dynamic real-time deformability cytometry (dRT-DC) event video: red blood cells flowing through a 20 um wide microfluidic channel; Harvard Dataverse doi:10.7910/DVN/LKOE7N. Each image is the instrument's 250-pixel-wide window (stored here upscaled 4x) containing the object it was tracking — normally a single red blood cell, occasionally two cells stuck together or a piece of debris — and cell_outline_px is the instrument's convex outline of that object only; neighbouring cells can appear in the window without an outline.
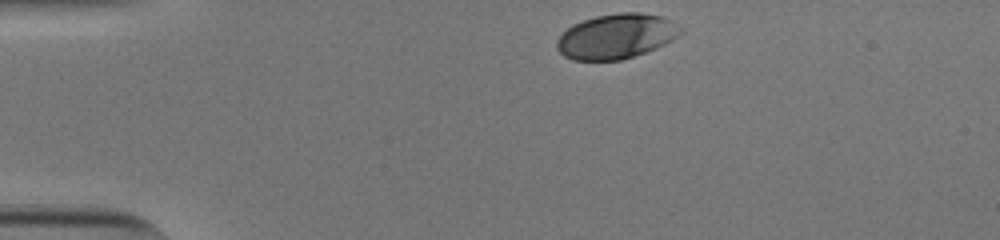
{"species": "human", "species_latin": "Homo sapiens", "temperature_condition": "cold", "stored_images_in_passage": 34, "camera_frame_rate_fps": 3000, "um_per_image_px": 0.085, "donor": {"sex": "male"}, "frame": {"image": 1, "passage_image": 1, "time_ms": 0.0, "image_size_px": [1000, 240], "cell_outline_px": [[684, 32], [672, 40], [656, 48], [620, 60], [572, 60], [564, 56], [556, 48], [556, 40], [572, 24], [596, 16], [620, 12], [640, 12], [664, 16], [672, 20], [684, 28]], "centroid_in_image_um": [52.42, 3.07], "position_along_channel_um": 32.6, "area_um2": 32.54}}
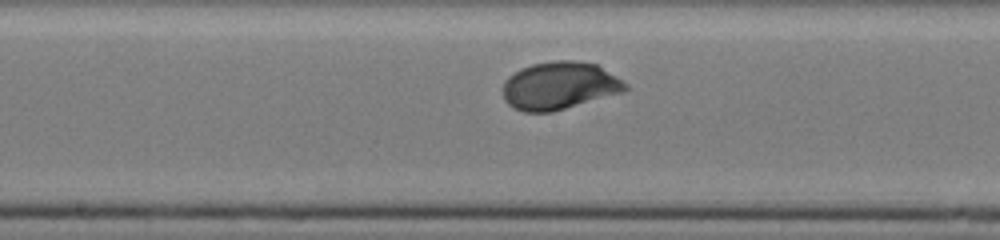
{"frame": {"image": 2, "passage_image": 19, "time_ms": 6.0, "image_size_px": [1000, 240], "cell_outline_px": [[628, 88], [624, 92], [552, 112], [524, 112], [512, 108], [504, 100], [504, 80], [508, 76], [520, 68], [532, 64], [556, 60], [576, 60], [596, 64], [628, 84]], "centroid_in_image_um": [47.54, 7.29], "position_along_channel_um": 200.7, "area_um2": 34.16}}
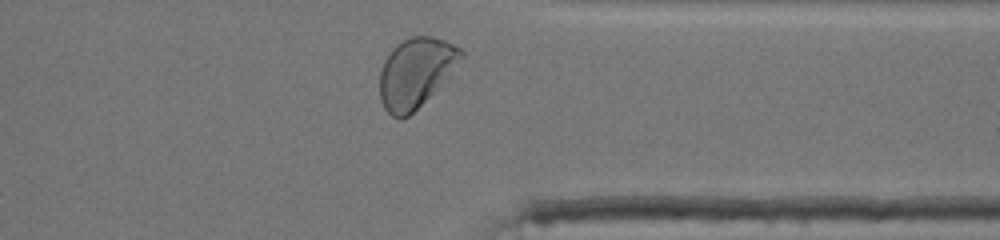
{"frame": {"image": 3, "passage_image": 33, "time_ms": 10.667, "image_size_px": [1000, 240], "cell_outline_px": [[464, 56], [452, 76], [408, 116], [400, 120], [392, 116], [384, 108], [380, 100], [380, 72], [384, 60], [392, 48], [396, 44], [412, 36], [432, 36], [444, 40], [460, 48], [464, 52]], "centroid_in_image_um": [35.36, 6.18], "position_along_channel_um": 376.0, "area_um2": 33.35}, "authors_computed_cell_mechanics": {"area_um2": 32.946, "velocity_mm_per_s": 3.7984, "shape_relaxation_time_tau1_ms": 2.1785, "shape_relaxation_time_tau2_ms": null, "deformation_change_tau1": 0.126, "deformation_change_tau2": null}}